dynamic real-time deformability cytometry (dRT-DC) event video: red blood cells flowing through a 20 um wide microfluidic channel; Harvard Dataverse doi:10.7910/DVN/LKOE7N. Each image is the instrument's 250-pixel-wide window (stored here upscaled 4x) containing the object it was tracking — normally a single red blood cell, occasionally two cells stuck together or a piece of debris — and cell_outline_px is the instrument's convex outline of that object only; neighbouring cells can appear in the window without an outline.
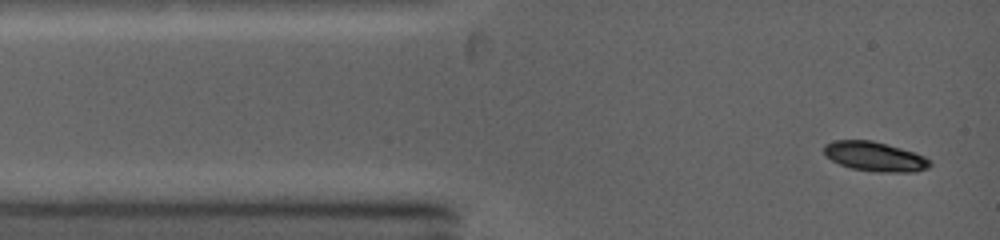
{"species": "common noctule bat (a hibernating species)", "species_latin": "Nyctalus noctula", "temperature_condition": "warm", "stored_images_in_passage": 6, "camera_frame_rate_fps": 5000, "um_per_image_px": 0.085, "animal": {"sex": "female", "body_mass_g": 19.0, "forearm_length_mm": 53.3}, "frame": {"image": 1, "passage_image": 1, "time_ms": 0.0, "image_size_px": [1000, 240], "cell_outline_px": [[932, 164], [928, 168], [916, 172], [876, 172], [852, 168], [840, 164], [824, 156], [824, 144], [836, 140], [872, 140], [916, 152], [924, 156]], "centroid_in_image_um": [74.37, 13.3], "position_along_channel_um": 10.6, "area_um2": 18.32}}
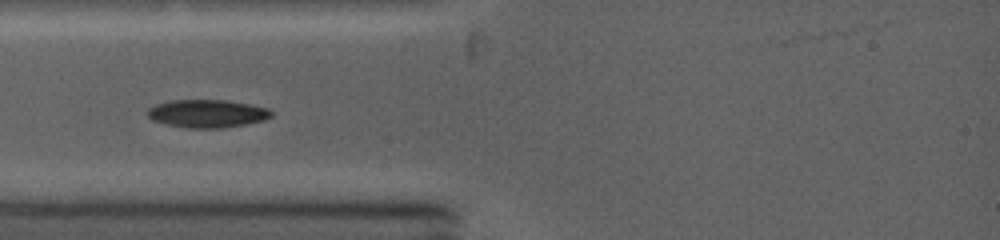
{"frame": {"image": 2, "passage_image": 4, "time_ms": 2.4, "image_size_px": [1000, 240], "cell_outline_px": [[272, 116], [264, 120], [224, 128], [188, 128], [168, 124], [152, 120], [148, 116], [148, 108], [156, 104], [168, 100], [228, 100], [268, 108], [272, 112]], "centroid_in_image_um": [17.61, 9.65], "position_along_channel_um": 67.4, "area_um2": 20.11}}